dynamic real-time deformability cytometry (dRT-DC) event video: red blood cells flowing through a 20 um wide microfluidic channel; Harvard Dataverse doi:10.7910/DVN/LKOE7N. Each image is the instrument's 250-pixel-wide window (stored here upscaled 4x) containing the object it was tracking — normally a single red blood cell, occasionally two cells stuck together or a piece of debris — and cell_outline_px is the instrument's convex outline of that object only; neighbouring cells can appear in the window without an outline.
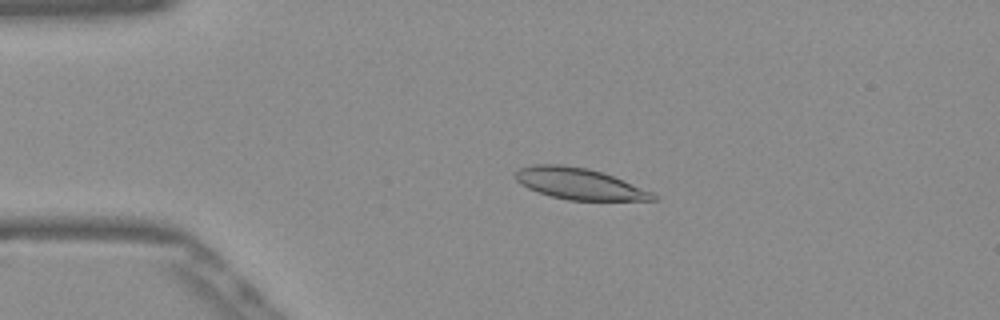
{"species": "Egyptian fruit bat (a non-hibernating species)", "species_latin": "Rousettus aegyptiacus", "temperature_condition": "warm", "stored_images_in_passage": 51, "camera_frame_rate_fps": 3000, "um_per_image_px": 0.085, "frame": {"image": 1, "passage_image": 10, "time_ms": 3.0, "image_size_px": [1000, 320], "cell_outline_px": [[656, 200], [568, 200], [548, 196], [528, 188], [520, 184], [516, 180], [512, 172], [520, 168], [532, 164], [560, 164], [588, 168], [612, 176], [652, 192], [656, 196]], "centroid_in_image_um": [49.14, 15.61], "position_along_channel_um": 35.9, "area_um2": 25.03}}
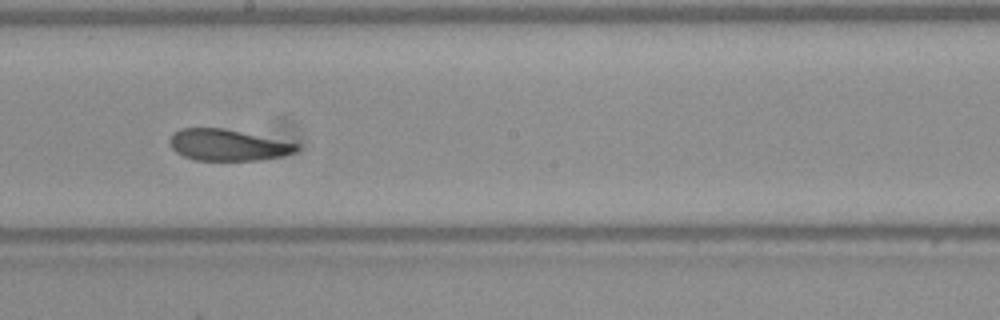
{"frame": {"image": 2, "passage_image": 28, "time_ms": 9.0, "image_size_px": [1000, 320], "cell_outline_px": [[300, 148], [292, 152], [280, 156], [260, 160], [196, 160], [184, 156], [176, 152], [172, 148], [168, 140], [172, 132], [180, 128], [224, 128], [300, 144]], "centroid_in_image_um": [19.31, 12.31], "position_along_channel_um": 228.9, "area_um2": 23.12}}
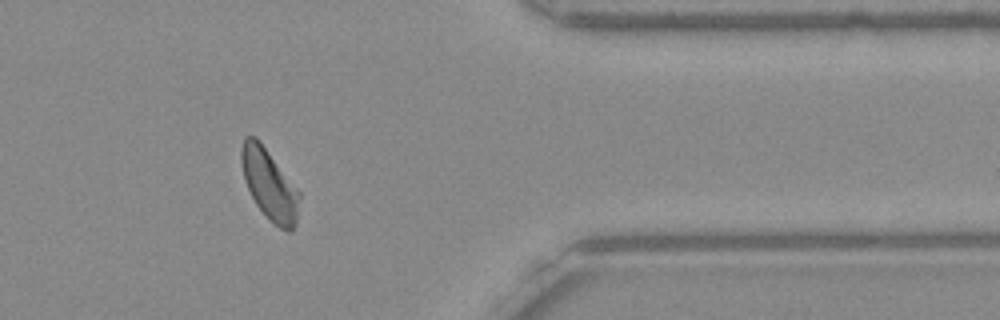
{"frame": {"image": 3, "passage_image": 42, "time_ms": 13.667, "image_size_px": [1000, 320], "cell_outline_px": [[300, 200], [296, 224], [292, 232], [288, 232], [272, 224], [268, 220], [256, 204], [244, 180], [240, 160], [240, 152], [244, 136], [256, 136], [300, 192]], "centroid_in_image_um": [22.9, 15.71], "position_along_channel_um": 388.5, "area_um2": 24.04}, "authors_computed_cell_mechanics": {"area_um2": 24.3338, "velocity_mm_per_s": 3.8447, "shape_relaxation_time_tau1_ms": 4.488, "shape_relaxation_time_tau2_ms": 2.3488, "deformation_change_tau1": 0.1403, "deformation_change_tau2": 0.0836}}